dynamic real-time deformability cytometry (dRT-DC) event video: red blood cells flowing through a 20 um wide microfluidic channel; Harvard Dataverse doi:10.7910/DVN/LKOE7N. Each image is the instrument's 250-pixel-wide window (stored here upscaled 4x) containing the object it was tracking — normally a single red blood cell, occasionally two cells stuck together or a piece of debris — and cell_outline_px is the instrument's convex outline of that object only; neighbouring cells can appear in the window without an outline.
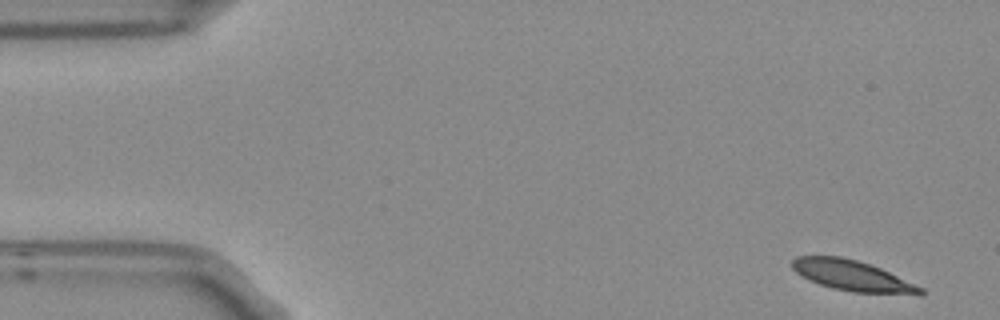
{"species": "Egyptian fruit bat (a non-hibernating species)", "species_latin": "Rousettus aegyptiacus", "temperature_condition": "room temperature", "stored_images_in_passage": 5, "camera_frame_rate_fps": 3000, "um_per_image_px": 0.085, "frame": {"image": 1, "passage_image": 1, "time_ms": 0.0, "image_size_px": [1000, 320], "cell_outline_px": [[924, 292], [920, 296], [852, 292], [832, 288], [808, 280], [796, 272], [792, 268], [792, 260], [796, 256], [840, 256], [856, 260], [880, 268], [924, 288]], "centroid_in_image_um": [72.49, 23.46], "position_along_channel_um": 12.5, "area_um2": 23.0}}
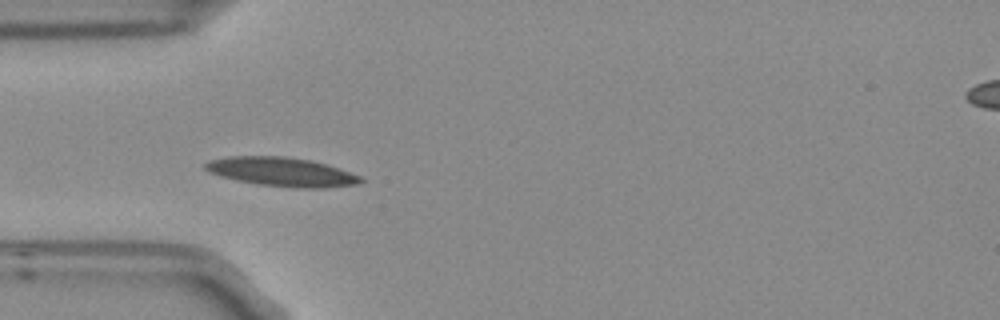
{"frame": {"image": 2, "passage_image": 4, "time_ms": 1.0, "image_size_px": [1000, 320], "cell_outline_px": [[364, 180], [360, 184], [324, 188], [300, 188], [256, 184], [236, 180], [220, 176], [204, 168], [204, 164], [208, 160], [228, 156], [284, 156], [312, 160], [340, 168], [364, 176]], "centroid_in_image_um": [24.01, 14.61], "position_along_channel_um": 61.0, "area_um2": 26.53}}
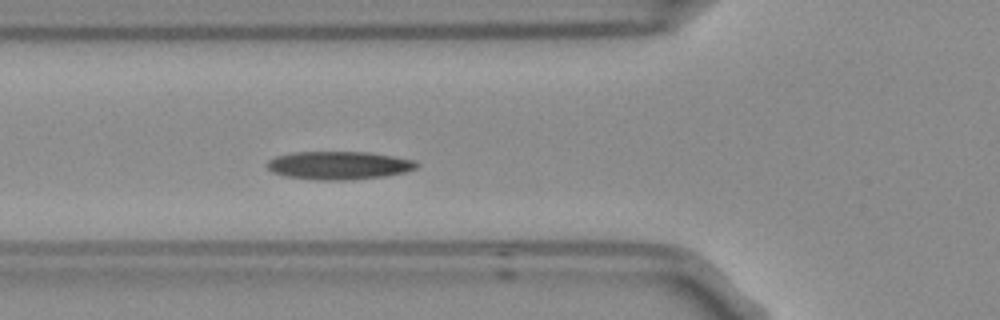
{"frame": {"image": 3, "passage_image": 5, "time_ms": 1.333, "image_size_px": [1000, 320], "cell_outline_px": [[420, 164], [416, 168], [408, 172], [384, 176], [348, 180], [316, 180], [284, 176], [272, 172], [268, 168], [268, 160], [276, 156], [296, 152], [368, 152], [396, 156], [416, 160]], "centroid_in_image_um": [28.86, 14.06], "position_along_channel_um": 96.9, "area_um2": 24.74}}